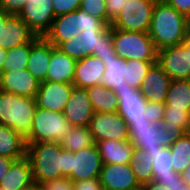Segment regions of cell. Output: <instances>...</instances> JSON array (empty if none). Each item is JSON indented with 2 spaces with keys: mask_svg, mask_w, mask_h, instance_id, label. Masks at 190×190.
Instances as JSON below:
<instances>
[{
  "mask_svg": "<svg viewBox=\"0 0 190 190\" xmlns=\"http://www.w3.org/2000/svg\"><path fill=\"white\" fill-rule=\"evenodd\" d=\"M190 30V20L165 2L156 1L149 36L157 51L182 44Z\"/></svg>",
  "mask_w": 190,
  "mask_h": 190,
  "instance_id": "obj_1",
  "label": "cell"
},
{
  "mask_svg": "<svg viewBox=\"0 0 190 190\" xmlns=\"http://www.w3.org/2000/svg\"><path fill=\"white\" fill-rule=\"evenodd\" d=\"M27 157L35 183L67 177V150L60 143H31L27 145Z\"/></svg>",
  "mask_w": 190,
  "mask_h": 190,
  "instance_id": "obj_2",
  "label": "cell"
},
{
  "mask_svg": "<svg viewBox=\"0 0 190 190\" xmlns=\"http://www.w3.org/2000/svg\"><path fill=\"white\" fill-rule=\"evenodd\" d=\"M36 108L35 97L0 90V125L12 128L25 139L31 131Z\"/></svg>",
  "mask_w": 190,
  "mask_h": 190,
  "instance_id": "obj_3",
  "label": "cell"
},
{
  "mask_svg": "<svg viewBox=\"0 0 190 190\" xmlns=\"http://www.w3.org/2000/svg\"><path fill=\"white\" fill-rule=\"evenodd\" d=\"M112 41L115 52L120 58L157 62V50L148 32L112 28Z\"/></svg>",
  "mask_w": 190,
  "mask_h": 190,
  "instance_id": "obj_4",
  "label": "cell"
},
{
  "mask_svg": "<svg viewBox=\"0 0 190 190\" xmlns=\"http://www.w3.org/2000/svg\"><path fill=\"white\" fill-rule=\"evenodd\" d=\"M71 127L63 113L37 107L26 143L27 145L42 142L59 143Z\"/></svg>",
  "mask_w": 190,
  "mask_h": 190,
  "instance_id": "obj_5",
  "label": "cell"
},
{
  "mask_svg": "<svg viewBox=\"0 0 190 190\" xmlns=\"http://www.w3.org/2000/svg\"><path fill=\"white\" fill-rule=\"evenodd\" d=\"M157 0H126L111 27L123 31L148 32Z\"/></svg>",
  "mask_w": 190,
  "mask_h": 190,
  "instance_id": "obj_6",
  "label": "cell"
},
{
  "mask_svg": "<svg viewBox=\"0 0 190 190\" xmlns=\"http://www.w3.org/2000/svg\"><path fill=\"white\" fill-rule=\"evenodd\" d=\"M129 141L134 148H140L147 152L155 151L161 147L170 146L174 137L168 128L162 124L149 121L140 123H128Z\"/></svg>",
  "mask_w": 190,
  "mask_h": 190,
  "instance_id": "obj_7",
  "label": "cell"
},
{
  "mask_svg": "<svg viewBox=\"0 0 190 190\" xmlns=\"http://www.w3.org/2000/svg\"><path fill=\"white\" fill-rule=\"evenodd\" d=\"M102 166L96 144L76 152L67 151V177L72 182L99 177Z\"/></svg>",
  "mask_w": 190,
  "mask_h": 190,
  "instance_id": "obj_8",
  "label": "cell"
},
{
  "mask_svg": "<svg viewBox=\"0 0 190 190\" xmlns=\"http://www.w3.org/2000/svg\"><path fill=\"white\" fill-rule=\"evenodd\" d=\"M88 127L95 143L110 139L129 141V126L117 111L94 113Z\"/></svg>",
  "mask_w": 190,
  "mask_h": 190,
  "instance_id": "obj_9",
  "label": "cell"
},
{
  "mask_svg": "<svg viewBox=\"0 0 190 190\" xmlns=\"http://www.w3.org/2000/svg\"><path fill=\"white\" fill-rule=\"evenodd\" d=\"M112 90L118 99L117 112L127 124L149 121L144 112L148 101L140 89L125 85Z\"/></svg>",
  "mask_w": 190,
  "mask_h": 190,
  "instance_id": "obj_10",
  "label": "cell"
},
{
  "mask_svg": "<svg viewBox=\"0 0 190 190\" xmlns=\"http://www.w3.org/2000/svg\"><path fill=\"white\" fill-rule=\"evenodd\" d=\"M52 0H27L23 5L20 17L39 37L50 30L55 19Z\"/></svg>",
  "mask_w": 190,
  "mask_h": 190,
  "instance_id": "obj_11",
  "label": "cell"
},
{
  "mask_svg": "<svg viewBox=\"0 0 190 190\" xmlns=\"http://www.w3.org/2000/svg\"><path fill=\"white\" fill-rule=\"evenodd\" d=\"M157 63L171 80L190 79V51L183 43L157 51Z\"/></svg>",
  "mask_w": 190,
  "mask_h": 190,
  "instance_id": "obj_12",
  "label": "cell"
},
{
  "mask_svg": "<svg viewBox=\"0 0 190 190\" xmlns=\"http://www.w3.org/2000/svg\"><path fill=\"white\" fill-rule=\"evenodd\" d=\"M73 87L68 83L41 82L35 97L37 107L62 113Z\"/></svg>",
  "mask_w": 190,
  "mask_h": 190,
  "instance_id": "obj_13",
  "label": "cell"
},
{
  "mask_svg": "<svg viewBox=\"0 0 190 190\" xmlns=\"http://www.w3.org/2000/svg\"><path fill=\"white\" fill-rule=\"evenodd\" d=\"M99 179L104 190H132L141 187L131 164H103Z\"/></svg>",
  "mask_w": 190,
  "mask_h": 190,
  "instance_id": "obj_14",
  "label": "cell"
},
{
  "mask_svg": "<svg viewBox=\"0 0 190 190\" xmlns=\"http://www.w3.org/2000/svg\"><path fill=\"white\" fill-rule=\"evenodd\" d=\"M62 113L72 126L88 127L94 111L86 89L73 87Z\"/></svg>",
  "mask_w": 190,
  "mask_h": 190,
  "instance_id": "obj_15",
  "label": "cell"
},
{
  "mask_svg": "<svg viewBox=\"0 0 190 190\" xmlns=\"http://www.w3.org/2000/svg\"><path fill=\"white\" fill-rule=\"evenodd\" d=\"M36 37L37 35L18 16L11 15L0 25V47L5 50L30 43Z\"/></svg>",
  "mask_w": 190,
  "mask_h": 190,
  "instance_id": "obj_16",
  "label": "cell"
},
{
  "mask_svg": "<svg viewBox=\"0 0 190 190\" xmlns=\"http://www.w3.org/2000/svg\"><path fill=\"white\" fill-rule=\"evenodd\" d=\"M39 84L27 69L0 73V90L5 92L36 97Z\"/></svg>",
  "mask_w": 190,
  "mask_h": 190,
  "instance_id": "obj_17",
  "label": "cell"
},
{
  "mask_svg": "<svg viewBox=\"0 0 190 190\" xmlns=\"http://www.w3.org/2000/svg\"><path fill=\"white\" fill-rule=\"evenodd\" d=\"M171 79L156 62L145 75L140 87L147 101L165 104Z\"/></svg>",
  "mask_w": 190,
  "mask_h": 190,
  "instance_id": "obj_18",
  "label": "cell"
},
{
  "mask_svg": "<svg viewBox=\"0 0 190 190\" xmlns=\"http://www.w3.org/2000/svg\"><path fill=\"white\" fill-rule=\"evenodd\" d=\"M104 71L105 64L100 58L85 56L76 62L73 85L84 89L100 85Z\"/></svg>",
  "mask_w": 190,
  "mask_h": 190,
  "instance_id": "obj_19",
  "label": "cell"
},
{
  "mask_svg": "<svg viewBox=\"0 0 190 190\" xmlns=\"http://www.w3.org/2000/svg\"><path fill=\"white\" fill-rule=\"evenodd\" d=\"M52 53V44L44 37L37 36L30 42V55L26 69L41 83L46 81Z\"/></svg>",
  "mask_w": 190,
  "mask_h": 190,
  "instance_id": "obj_20",
  "label": "cell"
},
{
  "mask_svg": "<svg viewBox=\"0 0 190 190\" xmlns=\"http://www.w3.org/2000/svg\"><path fill=\"white\" fill-rule=\"evenodd\" d=\"M79 9L70 13L55 17L50 30L44 35V38L57 47L60 43L78 36Z\"/></svg>",
  "mask_w": 190,
  "mask_h": 190,
  "instance_id": "obj_21",
  "label": "cell"
},
{
  "mask_svg": "<svg viewBox=\"0 0 190 190\" xmlns=\"http://www.w3.org/2000/svg\"><path fill=\"white\" fill-rule=\"evenodd\" d=\"M76 62L52 45L46 81L73 84Z\"/></svg>",
  "mask_w": 190,
  "mask_h": 190,
  "instance_id": "obj_22",
  "label": "cell"
},
{
  "mask_svg": "<svg viewBox=\"0 0 190 190\" xmlns=\"http://www.w3.org/2000/svg\"><path fill=\"white\" fill-rule=\"evenodd\" d=\"M103 164H130L134 146L130 141H116L114 139L95 143Z\"/></svg>",
  "mask_w": 190,
  "mask_h": 190,
  "instance_id": "obj_23",
  "label": "cell"
},
{
  "mask_svg": "<svg viewBox=\"0 0 190 190\" xmlns=\"http://www.w3.org/2000/svg\"><path fill=\"white\" fill-rule=\"evenodd\" d=\"M31 162L27 156L15 160L9 171L2 178L3 190H23L33 183Z\"/></svg>",
  "mask_w": 190,
  "mask_h": 190,
  "instance_id": "obj_24",
  "label": "cell"
},
{
  "mask_svg": "<svg viewBox=\"0 0 190 190\" xmlns=\"http://www.w3.org/2000/svg\"><path fill=\"white\" fill-rule=\"evenodd\" d=\"M0 156L15 160L27 156L26 139L5 125H0Z\"/></svg>",
  "mask_w": 190,
  "mask_h": 190,
  "instance_id": "obj_25",
  "label": "cell"
},
{
  "mask_svg": "<svg viewBox=\"0 0 190 190\" xmlns=\"http://www.w3.org/2000/svg\"><path fill=\"white\" fill-rule=\"evenodd\" d=\"M94 113H114L118 108V99L112 89L102 85L86 88Z\"/></svg>",
  "mask_w": 190,
  "mask_h": 190,
  "instance_id": "obj_26",
  "label": "cell"
},
{
  "mask_svg": "<svg viewBox=\"0 0 190 190\" xmlns=\"http://www.w3.org/2000/svg\"><path fill=\"white\" fill-rule=\"evenodd\" d=\"M165 107L184 110L189 113L190 110V79L171 80Z\"/></svg>",
  "mask_w": 190,
  "mask_h": 190,
  "instance_id": "obj_27",
  "label": "cell"
},
{
  "mask_svg": "<svg viewBox=\"0 0 190 190\" xmlns=\"http://www.w3.org/2000/svg\"><path fill=\"white\" fill-rule=\"evenodd\" d=\"M59 143L64 150L76 152L93 146L95 141L89 127L72 126Z\"/></svg>",
  "mask_w": 190,
  "mask_h": 190,
  "instance_id": "obj_28",
  "label": "cell"
},
{
  "mask_svg": "<svg viewBox=\"0 0 190 190\" xmlns=\"http://www.w3.org/2000/svg\"><path fill=\"white\" fill-rule=\"evenodd\" d=\"M125 61L124 58H120L118 55L108 61H103L105 64V71L102 75L103 78L100 85L107 89L120 88L128 85L124 78Z\"/></svg>",
  "mask_w": 190,
  "mask_h": 190,
  "instance_id": "obj_29",
  "label": "cell"
},
{
  "mask_svg": "<svg viewBox=\"0 0 190 190\" xmlns=\"http://www.w3.org/2000/svg\"><path fill=\"white\" fill-rule=\"evenodd\" d=\"M160 124L164 128H168L174 138L182 137L190 132L188 112L184 110L165 107L163 119Z\"/></svg>",
  "mask_w": 190,
  "mask_h": 190,
  "instance_id": "obj_30",
  "label": "cell"
},
{
  "mask_svg": "<svg viewBox=\"0 0 190 190\" xmlns=\"http://www.w3.org/2000/svg\"><path fill=\"white\" fill-rule=\"evenodd\" d=\"M169 147L173 171L182 174L190 164V132L182 137H175Z\"/></svg>",
  "mask_w": 190,
  "mask_h": 190,
  "instance_id": "obj_31",
  "label": "cell"
},
{
  "mask_svg": "<svg viewBox=\"0 0 190 190\" xmlns=\"http://www.w3.org/2000/svg\"><path fill=\"white\" fill-rule=\"evenodd\" d=\"M152 162L149 152L140 148H134L130 164L140 185L152 182Z\"/></svg>",
  "mask_w": 190,
  "mask_h": 190,
  "instance_id": "obj_32",
  "label": "cell"
},
{
  "mask_svg": "<svg viewBox=\"0 0 190 190\" xmlns=\"http://www.w3.org/2000/svg\"><path fill=\"white\" fill-rule=\"evenodd\" d=\"M154 63L156 62L141 61L138 59L126 60L124 74L125 81L129 86L140 89L145 75Z\"/></svg>",
  "mask_w": 190,
  "mask_h": 190,
  "instance_id": "obj_33",
  "label": "cell"
},
{
  "mask_svg": "<svg viewBox=\"0 0 190 190\" xmlns=\"http://www.w3.org/2000/svg\"><path fill=\"white\" fill-rule=\"evenodd\" d=\"M152 158L153 177L152 181H156L159 177L172 176L173 167L171 162L170 147H161L158 150L149 152Z\"/></svg>",
  "mask_w": 190,
  "mask_h": 190,
  "instance_id": "obj_34",
  "label": "cell"
},
{
  "mask_svg": "<svg viewBox=\"0 0 190 190\" xmlns=\"http://www.w3.org/2000/svg\"><path fill=\"white\" fill-rule=\"evenodd\" d=\"M30 55V43L7 50L2 72L26 69Z\"/></svg>",
  "mask_w": 190,
  "mask_h": 190,
  "instance_id": "obj_35",
  "label": "cell"
},
{
  "mask_svg": "<svg viewBox=\"0 0 190 190\" xmlns=\"http://www.w3.org/2000/svg\"><path fill=\"white\" fill-rule=\"evenodd\" d=\"M117 54L112 41V27L109 26L102 34L98 50H93V56L100 58L102 61H108Z\"/></svg>",
  "mask_w": 190,
  "mask_h": 190,
  "instance_id": "obj_36",
  "label": "cell"
},
{
  "mask_svg": "<svg viewBox=\"0 0 190 190\" xmlns=\"http://www.w3.org/2000/svg\"><path fill=\"white\" fill-rule=\"evenodd\" d=\"M105 30H83L78 37L81 38L82 51L85 56L93 55V50L100 46L101 34Z\"/></svg>",
  "mask_w": 190,
  "mask_h": 190,
  "instance_id": "obj_37",
  "label": "cell"
},
{
  "mask_svg": "<svg viewBox=\"0 0 190 190\" xmlns=\"http://www.w3.org/2000/svg\"><path fill=\"white\" fill-rule=\"evenodd\" d=\"M105 4V0H81L79 9L87 11L89 15L104 21L108 25Z\"/></svg>",
  "mask_w": 190,
  "mask_h": 190,
  "instance_id": "obj_38",
  "label": "cell"
},
{
  "mask_svg": "<svg viewBox=\"0 0 190 190\" xmlns=\"http://www.w3.org/2000/svg\"><path fill=\"white\" fill-rule=\"evenodd\" d=\"M109 27L104 21L93 17L87 11L79 9V26L78 31L83 30H106Z\"/></svg>",
  "mask_w": 190,
  "mask_h": 190,
  "instance_id": "obj_39",
  "label": "cell"
},
{
  "mask_svg": "<svg viewBox=\"0 0 190 190\" xmlns=\"http://www.w3.org/2000/svg\"><path fill=\"white\" fill-rule=\"evenodd\" d=\"M57 48L76 61L81 60L85 57L82 51L81 38L78 36L60 43Z\"/></svg>",
  "mask_w": 190,
  "mask_h": 190,
  "instance_id": "obj_40",
  "label": "cell"
},
{
  "mask_svg": "<svg viewBox=\"0 0 190 190\" xmlns=\"http://www.w3.org/2000/svg\"><path fill=\"white\" fill-rule=\"evenodd\" d=\"M54 16H60L72 11H76L80 7L81 0H52Z\"/></svg>",
  "mask_w": 190,
  "mask_h": 190,
  "instance_id": "obj_41",
  "label": "cell"
},
{
  "mask_svg": "<svg viewBox=\"0 0 190 190\" xmlns=\"http://www.w3.org/2000/svg\"><path fill=\"white\" fill-rule=\"evenodd\" d=\"M165 111V104L157 103V102H147L146 108L144 110L147 115L146 118L149 119L151 123L160 124Z\"/></svg>",
  "mask_w": 190,
  "mask_h": 190,
  "instance_id": "obj_42",
  "label": "cell"
},
{
  "mask_svg": "<svg viewBox=\"0 0 190 190\" xmlns=\"http://www.w3.org/2000/svg\"><path fill=\"white\" fill-rule=\"evenodd\" d=\"M156 182L163 185L167 190H183V186L186 185L181 174L176 172H172V176L159 177Z\"/></svg>",
  "mask_w": 190,
  "mask_h": 190,
  "instance_id": "obj_43",
  "label": "cell"
},
{
  "mask_svg": "<svg viewBox=\"0 0 190 190\" xmlns=\"http://www.w3.org/2000/svg\"><path fill=\"white\" fill-rule=\"evenodd\" d=\"M42 190H74L73 182L68 177L40 183Z\"/></svg>",
  "mask_w": 190,
  "mask_h": 190,
  "instance_id": "obj_44",
  "label": "cell"
},
{
  "mask_svg": "<svg viewBox=\"0 0 190 190\" xmlns=\"http://www.w3.org/2000/svg\"><path fill=\"white\" fill-rule=\"evenodd\" d=\"M105 3L108 16V25L111 26V23L120 14L126 0H105Z\"/></svg>",
  "mask_w": 190,
  "mask_h": 190,
  "instance_id": "obj_45",
  "label": "cell"
},
{
  "mask_svg": "<svg viewBox=\"0 0 190 190\" xmlns=\"http://www.w3.org/2000/svg\"><path fill=\"white\" fill-rule=\"evenodd\" d=\"M27 0H0V7L9 15L17 16Z\"/></svg>",
  "mask_w": 190,
  "mask_h": 190,
  "instance_id": "obj_46",
  "label": "cell"
},
{
  "mask_svg": "<svg viewBox=\"0 0 190 190\" xmlns=\"http://www.w3.org/2000/svg\"><path fill=\"white\" fill-rule=\"evenodd\" d=\"M74 190H104L99 177L73 182Z\"/></svg>",
  "mask_w": 190,
  "mask_h": 190,
  "instance_id": "obj_47",
  "label": "cell"
},
{
  "mask_svg": "<svg viewBox=\"0 0 190 190\" xmlns=\"http://www.w3.org/2000/svg\"><path fill=\"white\" fill-rule=\"evenodd\" d=\"M164 2L190 20V0H165Z\"/></svg>",
  "mask_w": 190,
  "mask_h": 190,
  "instance_id": "obj_48",
  "label": "cell"
},
{
  "mask_svg": "<svg viewBox=\"0 0 190 190\" xmlns=\"http://www.w3.org/2000/svg\"><path fill=\"white\" fill-rule=\"evenodd\" d=\"M14 161H15V159H13V158L0 156V184H1L2 178L9 171V169Z\"/></svg>",
  "mask_w": 190,
  "mask_h": 190,
  "instance_id": "obj_49",
  "label": "cell"
},
{
  "mask_svg": "<svg viewBox=\"0 0 190 190\" xmlns=\"http://www.w3.org/2000/svg\"><path fill=\"white\" fill-rule=\"evenodd\" d=\"M141 190H167L163 185L156 181L141 185Z\"/></svg>",
  "mask_w": 190,
  "mask_h": 190,
  "instance_id": "obj_50",
  "label": "cell"
},
{
  "mask_svg": "<svg viewBox=\"0 0 190 190\" xmlns=\"http://www.w3.org/2000/svg\"><path fill=\"white\" fill-rule=\"evenodd\" d=\"M181 176L185 184L190 187V164L187 166L186 170L181 174Z\"/></svg>",
  "mask_w": 190,
  "mask_h": 190,
  "instance_id": "obj_51",
  "label": "cell"
},
{
  "mask_svg": "<svg viewBox=\"0 0 190 190\" xmlns=\"http://www.w3.org/2000/svg\"><path fill=\"white\" fill-rule=\"evenodd\" d=\"M7 55V50L0 47V73L2 72L3 63Z\"/></svg>",
  "mask_w": 190,
  "mask_h": 190,
  "instance_id": "obj_52",
  "label": "cell"
},
{
  "mask_svg": "<svg viewBox=\"0 0 190 190\" xmlns=\"http://www.w3.org/2000/svg\"><path fill=\"white\" fill-rule=\"evenodd\" d=\"M11 15H9L7 12H5L0 7V25H2Z\"/></svg>",
  "mask_w": 190,
  "mask_h": 190,
  "instance_id": "obj_53",
  "label": "cell"
},
{
  "mask_svg": "<svg viewBox=\"0 0 190 190\" xmlns=\"http://www.w3.org/2000/svg\"><path fill=\"white\" fill-rule=\"evenodd\" d=\"M23 190H42V187L39 183L33 182L30 186L26 187Z\"/></svg>",
  "mask_w": 190,
  "mask_h": 190,
  "instance_id": "obj_54",
  "label": "cell"
},
{
  "mask_svg": "<svg viewBox=\"0 0 190 190\" xmlns=\"http://www.w3.org/2000/svg\"><path fill=\"white\" fill-rule=\"evenodd\" d=\"M183 44L186 46L187 50L190 51V30L188 31Z\"/></svg>",
  "mask_w": 190,
  "mask_h": 190,
  "instance_id": "obj_55",
  "label": "cell"
},
{
  "mask_svg": "<svg viewBox=\"0 0 190 190\" xmlns=\"http://www.w3.org/2000/svg\"><path fill=\"white\" fill-rule=\"evenodd\" d=\"M183 190H190V187L185 185V186H183Z\"/></svg>",
  "mask_w": 190,
  "mask_h": 190,
  "instance_id": "obj_56",
  "label": "cell"
}]
</instances>
